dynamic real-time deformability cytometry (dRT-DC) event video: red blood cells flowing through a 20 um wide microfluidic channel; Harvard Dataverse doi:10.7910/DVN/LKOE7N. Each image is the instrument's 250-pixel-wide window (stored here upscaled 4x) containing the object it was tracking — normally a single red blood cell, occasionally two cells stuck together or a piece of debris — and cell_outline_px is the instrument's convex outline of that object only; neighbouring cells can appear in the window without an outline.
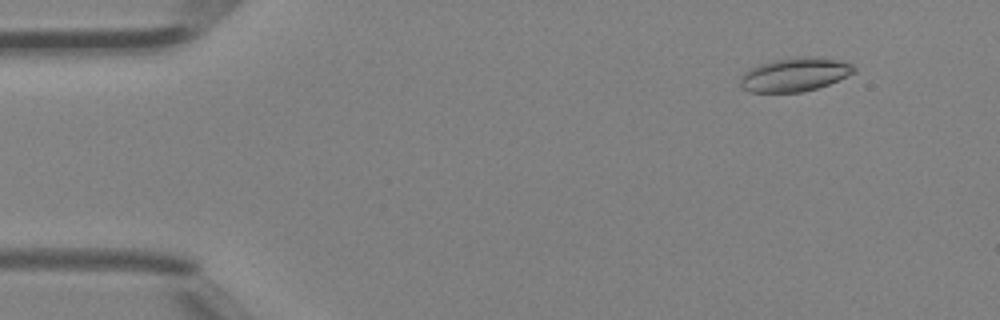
{"species": "Egyptian fruit bat (a non-hibernating species)", "species_latin": "Rousettus aegyptiacus", "temperature_condition": "room temperature", "stored_images_in_passage": 46, "camera_frame_rate_fps": 3000, "um_per_image_px": 0.085, "animal": {"sex": "female"}, "frame": {"image": 1, "passage_image": 5, "time_ms": 1.333, "image_size_px": [1000, 320], "cell_outline_px": [[856, 72], [828, 84], [816, 88], [800, 92], [748, 92], [740, 84], [740, 76], [748, 68], [772, 60], [792, 56], [816, 56], [836, 60], [852, 64], [856, 68]], "centroid_in_image_um": [67.53, 6.32], "position_along_channel_um": 17.5, "area_um2": 22.48}}
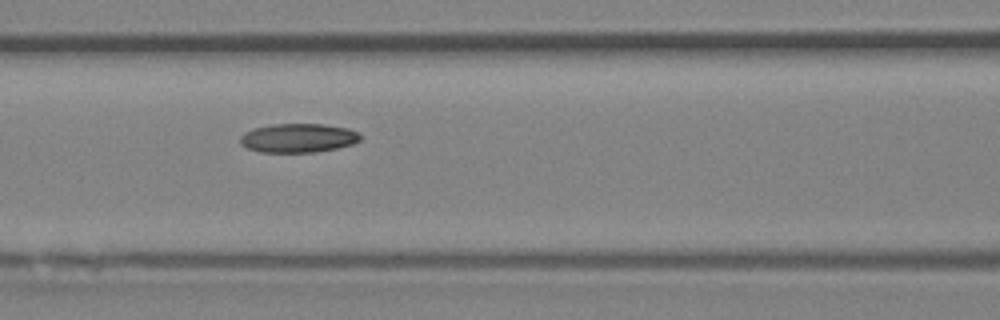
{"frame": {"image": 2, "passage_image": 20, "time_ms": 6.333, "image_size_px": [1000, 320], "cell_outline_px": [[360, 140], [352, 144], [336, 148], [316, 152], [260, 152], [248, 148], [240, 144], [240, 136], [244, 132], [252, 128], [272, 124], [324, 124], [348, 128], [360, 132]], "centroid_in_image_um": [25.33, 11.72], "position_along_channel_um": 141.3, "area_um2": 20.4}}
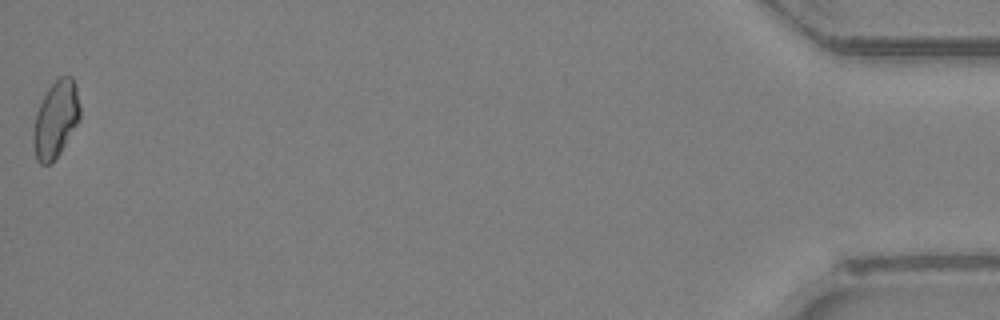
{"frame": {"image": 3, "passage_image": 46, "time_ms": 15.0, "image_size_px": [1000, 320], "cell_outline_px": [[80, 120], [60, 152], [52, 164], [40, 164], [36, 160], [32, 140], [32, 128], [36, 112], [48, 88], [60, 76], [72, 76], [76, 84], [80, 104]], "centroid_in_image_um": [4.73, 10.16], "position_along_channel_um": 430.5, "area_um2": 21.15}, "authors_computed_cell_mechanics": {"area_um2": 20.6346, "velocity_mm_per_s": 4.4895, "shape_relaxation_time_tau1_ms": 5.275, "shape_relaxation_time_tau2_ms": null, "deformation_change_tau1": 0.1218, "deformation_change_tau2": null}}